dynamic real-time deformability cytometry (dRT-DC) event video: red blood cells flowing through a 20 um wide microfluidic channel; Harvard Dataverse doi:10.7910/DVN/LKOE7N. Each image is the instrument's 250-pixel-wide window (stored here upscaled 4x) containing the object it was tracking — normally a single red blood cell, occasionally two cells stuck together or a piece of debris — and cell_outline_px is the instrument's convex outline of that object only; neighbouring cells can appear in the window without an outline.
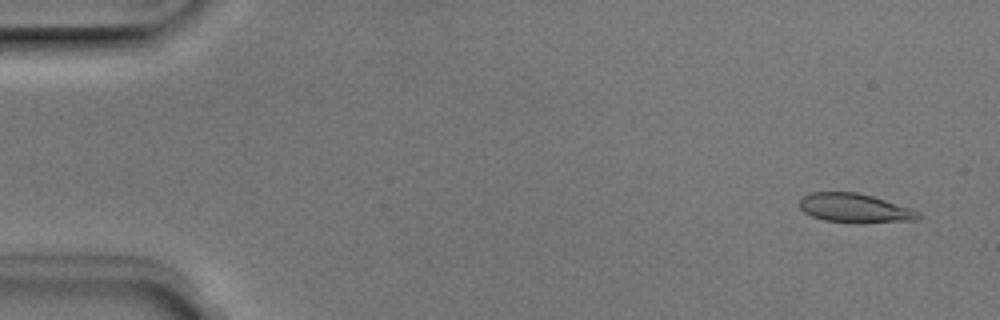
{"species": "Egyptian fruit bat (a non-hibernating species)", "species_latin": "Rousettus aegyptiacus", "temperature_condition": "room temperature", "stored_images_in_passage": 50, "camera_frame_rate_fps": 3000, "um_per_image_px": 0.085, "animal": {"sex": "male"}, "frame": {"image": 1, "passage_image": 2, "time_ms": 0.333, "image_size_px": [1000, 320], "cell_outline_px": [[920, 216], [916, 220], [824, 220], [812, 216], [804, 212], [800, 208], [800, 200], [804, 196], [812, 192], [856, 192], [872, 196], [920, 212]], "centroid_in_image_um": [72.56, 17.63], "position_along_channel_um": 12.4, "area_um2": 18.73}}
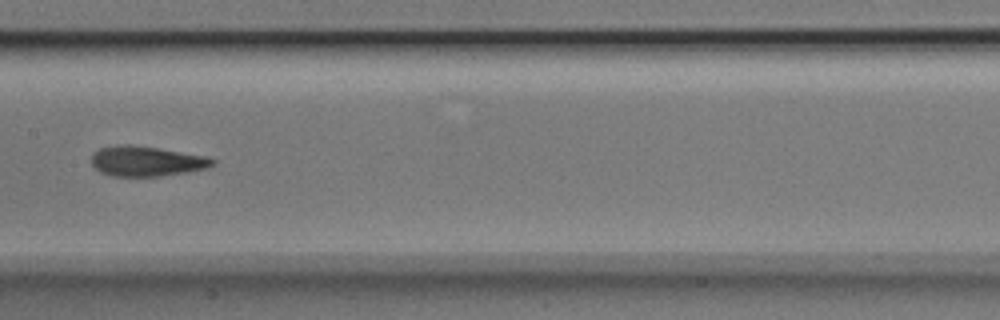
{"frame": {"image": 2, "passage_image": 25, "time_ms": 8.0, "image_size_px": [1000, 320], "cell_outline_px": [[216, 164], [204, 168], [188, 172], [160, 176], [112, 176], [100, 172], [92, 164], [92, 152], [100, 148], [120, 144], [128, 144], [156, 148], [204, 156], [216, 160]], "centroid_in_image_um": [12.41, 13.7], "position_along_channel_um": 195.0, "area_um2": 21.04}}
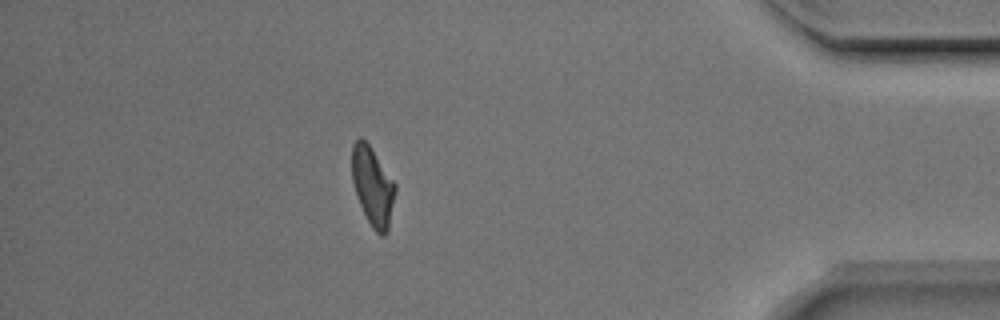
{"frame": {"image": 3, "passage_image": 44, "time_ms": 14.333, "image_size_px": [1000, 320], "cell_outline_px": [[396, 192], [388, 232], [384, 236], [380, 236], [372, 228], [360, 204], [352, 180], [352, 144], [360, 136], [368, 144], [396, 184]], "centroid_in_image_um": [31.69, 15.86], "position_along_channel_um": 403.5, "area_um2": 19.71}, "authors_computed_cell_mechanics": {"area_um2": 20.519, "velocity_mm_per_s": 3.9794, "shape_relaxation_time_tau1_ms": 4.2718, "shape_relaxation_time_tau2_ms": 2.0169, "deformation_change_tau1": 0.1823, "deformation_change_tau2": 0.1012}}